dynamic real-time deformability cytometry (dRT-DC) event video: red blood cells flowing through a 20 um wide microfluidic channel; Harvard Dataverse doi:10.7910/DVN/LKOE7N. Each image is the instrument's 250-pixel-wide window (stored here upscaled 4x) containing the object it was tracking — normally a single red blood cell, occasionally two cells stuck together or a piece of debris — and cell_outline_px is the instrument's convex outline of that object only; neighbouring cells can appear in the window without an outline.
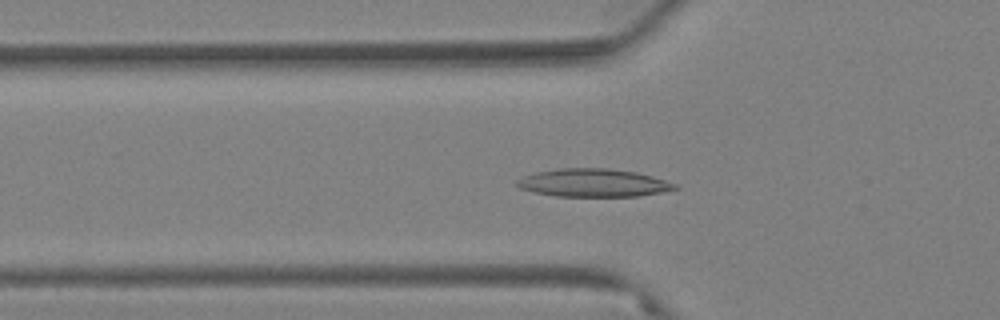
{"species": "Egyptian fruit bat (a non-hibernating species)", "species_latin": "Rousettus aegyptiacus", "temperature_condition": "warm", "stored_images_in_passage": 61, "camera_frame_rate_fps": 3000, "um_per_image_px": 0.085, "animal": {"sex": "female"}, "frame": {"image": 1, "passage_image": 21, "time_ms": 6.667, "image_size_px": [1000, 320], "cell_outline_px": [[680, 188], [640, 196], [556, 196], [532, 192], [520, 188], [516, 184], [516, 180], [524, 176], [536, 172], [560, 168], [608, 168], [636, 172], [652, 176], [676, 184]], "centroid_in_image_um": [50.42, 15.54], "position_along_channel_um": 75.4, "area_um2": 25.72}}
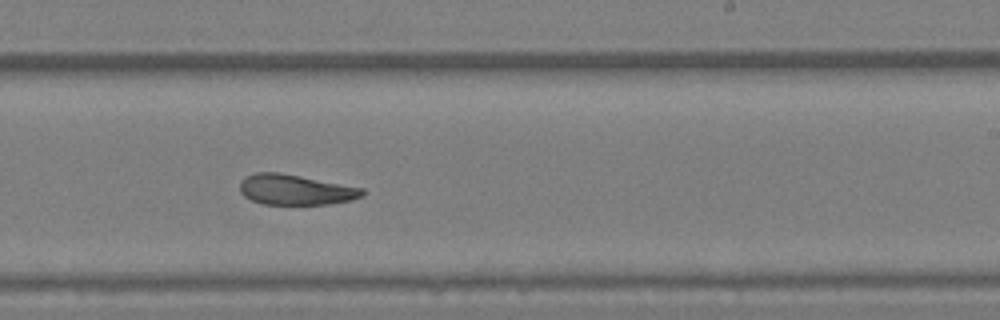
{"frame": {"image": 2, "passage_image": 38, "time_ms": 12.333, "image_size_px": [1000, 320], "cell_outline_px": [[364, 196], [352, 200], [328, 204], [260, 204], [244, 196], [240, 192], [240, 180], [244, 176], [256, 172], [280, 172], [364, 188]], "centroid_in_image_um": [25.1, 16.12], "position_along_channel_um": 263.9, "area_um2": 21.85}}
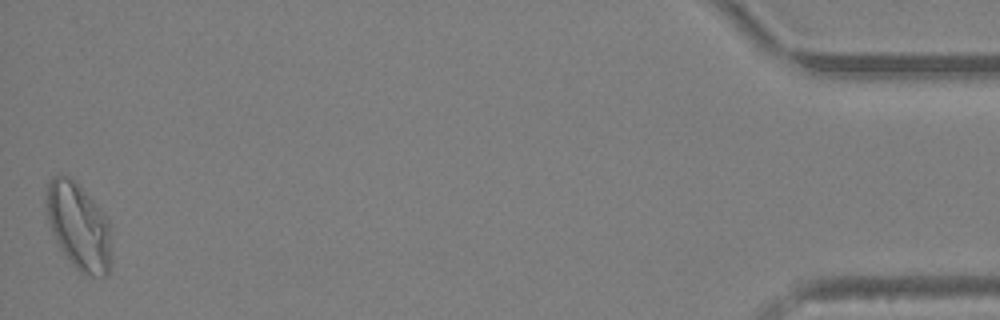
{"frame": {"image": 3, "passage_image": 61, "time_ms": 20.0, "image_size_px": [1000, 320], "cell_outline_px": [[112, 260], [108, 272], [104, 276], [88, 276], [80, 272], [68, 260], [60, 248], [52, 232], [48, 220], [48, 184], [52, 176], [60, 172], [68, 176], [92, 200], [108, 220], [112, 228]], "centroid_in_image_um": [6.74, 19.3], "position_along_channel_um": 428.5, "area_um2": 32.83}, "authors_computed_cell_mechanics": {"area_um2": 24.3916, "velocity_mm_per_s": 3.3298, "shape_relaxation_time_tau1_ms": null, "shape_relaxation_time_tau2_ms": 8.6405, "deformation_change_tau1": null, "deformation_change_tau2": 0.1355}}